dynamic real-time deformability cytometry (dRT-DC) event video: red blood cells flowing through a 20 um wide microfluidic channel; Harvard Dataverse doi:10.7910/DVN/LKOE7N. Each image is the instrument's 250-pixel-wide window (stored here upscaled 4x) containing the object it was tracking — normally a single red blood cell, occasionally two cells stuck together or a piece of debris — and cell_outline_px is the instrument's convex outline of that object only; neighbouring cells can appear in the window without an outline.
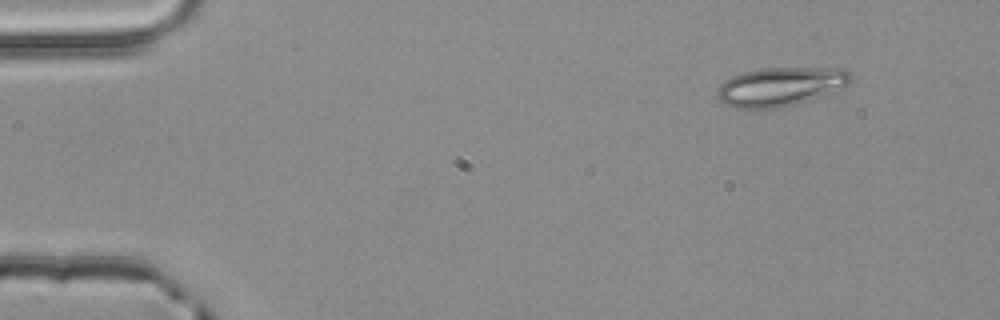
{"species": "common noctule bat (a hibernating species)", "species_latin": "Nyctalus noctula", "temperature_condition": "room temperature", "stored_images_in_passage": 3, "camera_frame_rate_fps": 3000, "um_per_image_px": 0.085, "animal": {"sex": "male", "body_mass_g": 20.4}, "frame": {"image": 1, "passage_image": 1, "time_ms": 0.0, "image_size_px": [1000, 320], "cell_outline_px": [[852, 80], [848, 84], [816, 96], [792, 104], [776, 108], [736, 108], [724, 104], [716, 96], [716, 88], [724, 80], [732, 76], [744, 72], [764, 68], [840, 68], [848, 72], [852, 76]], "centroid_in_image_um": [66.23, 7.34], "position_along_channel_um": 18.8, "area_um2": 29.54}}